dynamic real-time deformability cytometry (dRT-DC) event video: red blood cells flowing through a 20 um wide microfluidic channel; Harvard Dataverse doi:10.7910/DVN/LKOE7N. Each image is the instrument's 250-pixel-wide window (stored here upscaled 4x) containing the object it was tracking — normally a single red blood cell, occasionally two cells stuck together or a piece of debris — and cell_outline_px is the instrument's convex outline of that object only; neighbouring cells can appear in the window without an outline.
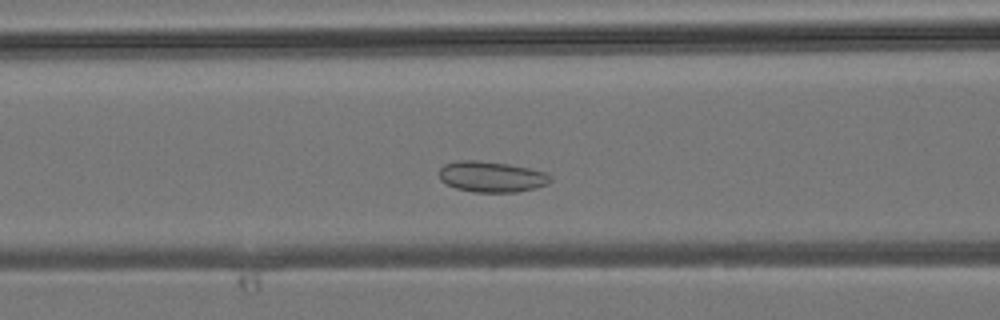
{"species": "common noctule bat (a hibernating species)", "species_latin": "Nyctalus noctula", "temperature_condition": "room temperature", "stored_images_in_passage": 37, "camera_frame_rate_fps": 3000, "um_per_image_px": 0.085, "animal": {"sex": "male", "body_mass_g": 19.2, "forearm_length_mm": 51.8}, "frame": {"image": 1, "passage_image": 10, "time_ms": 3.0, "image_size_px": [1000, 320], "cell_outline_px": [[552, 180], [548, 184], [536, 188], [516, 192], [472, 192], [456, 188], [440, 180], [440, 168], [444, 164], [460, 160], [476, 160], [508, 164], [528, 168], [544, 172], [552, 176]], "centroid_in_image_um": [41.8, 15.02], "position_along_channel_um": 124.8, "area_um2": 19.94}}
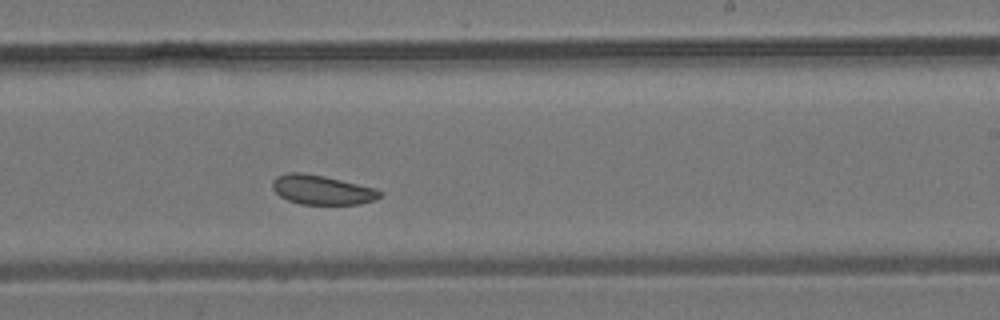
{"frame": {"image": 2, "passage_image": 19, "time_ms": 6.0, "image_size_px": [1000, 320], "cell_outline_px": [[380, 196], [376, 200], [360, 204], [300, 204], [288, 200], [280, 196], [272, 188], [272, 180], [276, 176], [288, 172], [304, 172], [324, 176], [376, 188], [380, 192]], "centroid_in_image_um": [27.34, 16.13], "position_along_channel_um": 261.7, "area_um2": 18.44}}
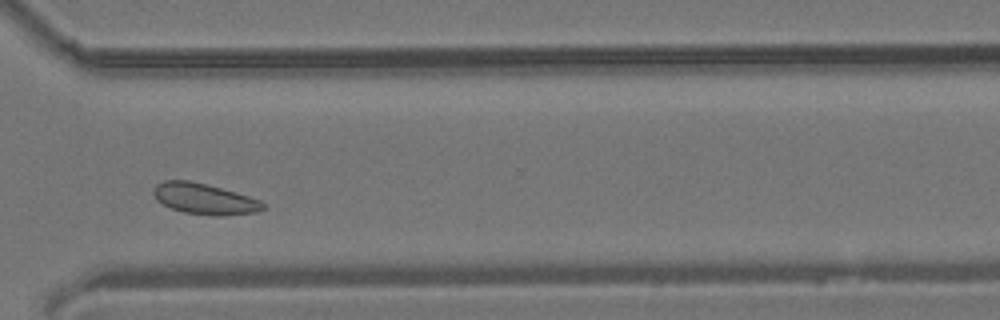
{"frame": {"image": 3, "passage_image": 25, "time_ms": 8.0, "image_size_px": [1000, 320], "cell_outline_px": [[268, 208], [256, 212], [216, 216], [184, 212], [172, 208], [156, 200], [152, 192], [156, 184], [164, 180], [188, 180], [220, 188], [248, 196], [260, 200]], "centroid_in_image_um": [17.36, 16.9], "position_along_channel_um": 353.2, "area_um2": 19.48}}